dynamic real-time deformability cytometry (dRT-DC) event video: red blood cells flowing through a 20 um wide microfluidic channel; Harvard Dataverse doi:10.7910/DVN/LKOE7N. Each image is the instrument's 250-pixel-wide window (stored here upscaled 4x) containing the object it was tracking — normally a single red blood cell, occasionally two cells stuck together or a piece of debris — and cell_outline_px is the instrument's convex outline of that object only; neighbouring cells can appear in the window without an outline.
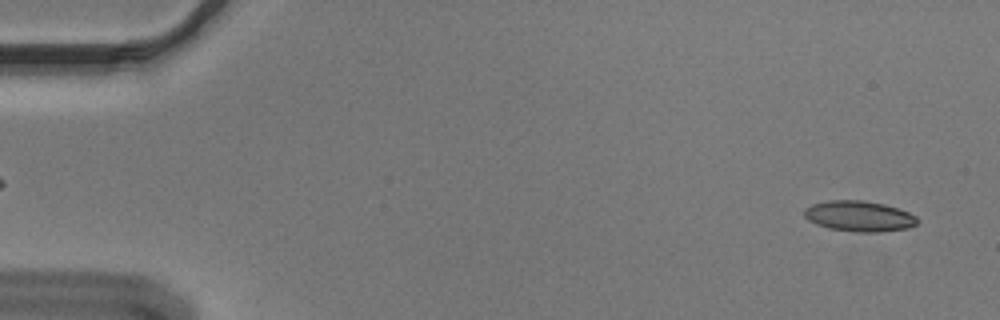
{"species": "Egyptian fruit bat (a non-hibernating species)", "species_latin": "Rousettus aegyptiacus", "temperature_condition": "cold", "stored_images_in_passage": 15, "camera_frame_rate_fps": 3000, "um_per_image_px": 0.085, "animal": {"sex": "male"}, "frame": {"image": 1, "passage_image": 2, "time_ms": 0.333, "image_size_px": [1000, 320], "cell_outline_px": [[916, 224], [908, 228], [880, 232], [856, 232], [828, 228], [816, 224], [808, 220], [804, 216], [804, 208], [812, 204], [828, 200], [864, 200], [884, 204], [908, 212], [916, 216]], "centroid_in_image_um": [72.99, 18.37], "position_along_channel_um": 12.0, "area_um2": 20.17}}